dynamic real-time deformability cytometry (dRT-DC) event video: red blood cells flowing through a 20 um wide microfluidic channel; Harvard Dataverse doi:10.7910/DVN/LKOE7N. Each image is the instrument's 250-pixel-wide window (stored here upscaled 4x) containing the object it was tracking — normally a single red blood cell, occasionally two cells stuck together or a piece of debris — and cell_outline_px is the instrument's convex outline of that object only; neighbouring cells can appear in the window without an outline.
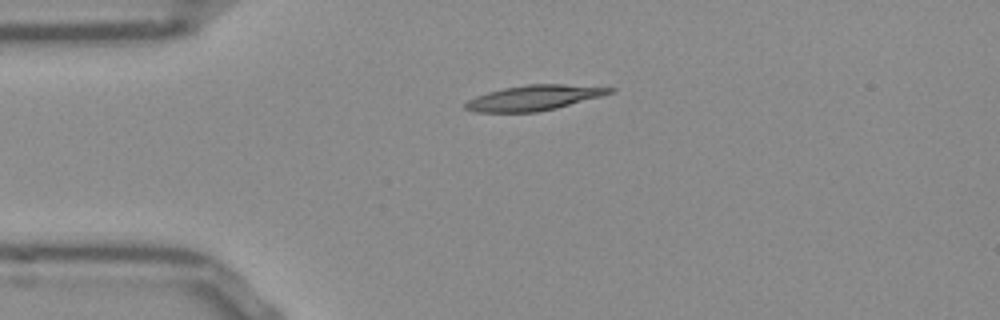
{"species": "Egyptian fruit bat (a non-hibernating species)", "species_latin": "Rousettus aegyptiacus", "temperature_condition": "room temperature", "stored_images_in_passage": 35, "camera_frame_rate_fps": 3000, "um_per_image_px": 0.085, "frame": {"image": 1, "passage_image": 1, "time_ms": 0.0, "image_size_px": [1000, 320], "cell_outline_px": [[616, 88], [612, 92], [600, 96], [556, 108], [536, 112], [476, 112], [464, 108], [464, 104], [468, 100], [476, 96], [488, 92], [504, 88], [524, 84], [564, 84]], "centroid_in_image_um": [45.35, 8.31], "position_along_channel_um": 39.6, "area_um2": 20.98}}
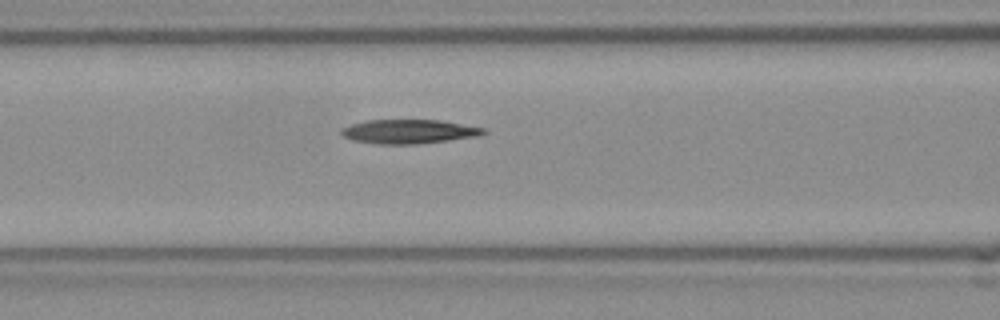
{"frame": {"image": 2, "passage_image": 10, "time_ms": 3.0, "image_size_px": [1000, 320], "cell_outline_px": [[488, 132], [480, 136], [448, 140], [412, 144], [380, 144], [352, 140], [344, 136], [340, 132], [340, 128], [364, 120], [440, 120], [488, 128]], "centroid_in_image_um": [34.79, 11.17], "position_along_channel_um": 131.8, "area_um2": 20.06}}
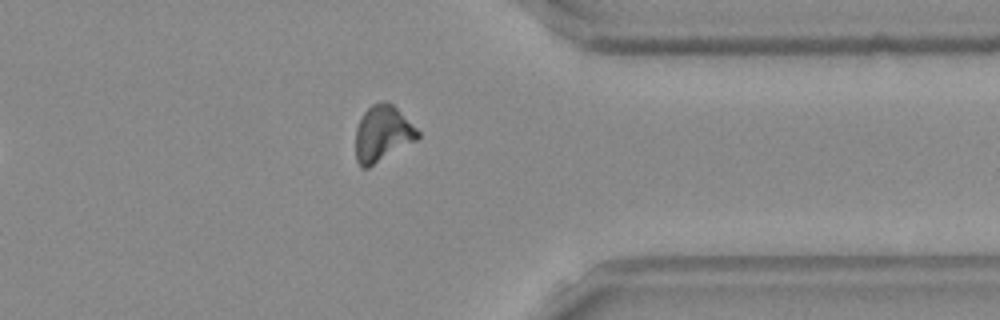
{"frame": {"image": 3, "passage_image": 30, "time_ms": 9.667, "image_size_px": [1000, 320], "cell_outline_px": [[420, 136], [416, 140], [368, 168], [364, 168], [356, 160], [356, 128], [364, 112], [372, 104], [380, 100], [384, 100], [392, 104], [420, 132]], "centroid_in_image_um": [32.5, 11.34], "position_along_channel_um": 378.9, "area_um2": 20.0}, "authors_computed_cell_mechanics": {"area_um2": 19.9988, "velocity_mm_per_s": 3.8577, "shape_relaxation_time_tau1_ms": null, "shape_relaxation_time_tau2_ms": 3.7853, "deformation_change_tau1": null, "deformation_change_tau2": 0.0998}}